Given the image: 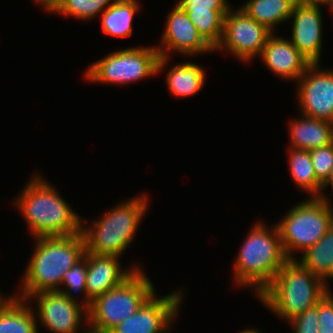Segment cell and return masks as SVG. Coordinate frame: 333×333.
<instances>
[{"label": "cell", "mask_w": 333, "mask_h": 333, "mask_svg": "<svg viewBox=\"0 0 333 333\" xmlns=\"http://www.w3.org/2000/svg\"><path fill=\"white\" fill-rule=\"evenodd\" d=\"M147 207L148 196H136L109 210L93 227H82L86 251L119 257L132 243Z\"/></svg>", "instance_id": "obj_5"}, {"label": "cell", "mask_w": 333, "mask_h": 333, "mask_svg": "<svg viewBox=\"0 0 333 333\" xmlns=\"http://www.w3.org/2000/svg\"><path fill=\"white\" fill-rule=\"evenodd\" d=\"M26 301L16 296L0 298V333H38L36 315Z\"/></svg>", "instance_id": "obj_18"}, {"label": "cell", "mask_w": 333, "mask_h": 333, "mask_svg": "<svg viewBox=\"0 0 333 333\" xmlns=\"http://www.w3.org/2000/svg\"><path fill=\"white\" fill-rule=\"evenodd\" d=\"M35 2L43 5L46 11L52 12L60 3V0H35Z\"/></svg>", "instance_id": "obj_31"}, {"label": "cell", "mask_w": 333, "mask_h": 333, "mask_svg": "<svg viewBox=\"0 0 333 333\" xmlns=\"http://www.w3.org/2000/svg\"><path fill=\"white\" fill-rule=\"evenodd\" d=\"M167 24L162 34V44L156 45L160 57L158 73L168 64L171 52L194 56L195 54L214 51V49L198 33L197 28L186 12L177 4L168 14Z\"/></svg>", "instance_id": "obj_11"}, {"label": "cell", "mask_w": 333, "mask_h": 333, "mask_svg": "<svg viewBox=\"0 0 333 333\" xmlns=\"http://www.w3.org/2000/svg\"><path fill=\"white\" fill-rule=\"evenodd\" d=\"M205 77L204 68L187 61L169 69L166 83L170 92L175 96L189 97L205 86Z\"/></svg>", "instance_id": "obj_21"}, {"label": "cell", "mask_w": 333, "mask_h": 333, "mask_svg": "<svg viewBox=\"0 0 333 333\" xmlns=\"http://www.w3.org/2000/svg\"><path fill=\"white\" fill-rule=\"evenodd\" d=\"M36 246L22 281L20 295L29 298L39 292L59 291L67 270L86 252L83 233L72 236L36 237ZM22 293V294H21Z\"/></svg>", "instance_id": "obj_1"}, {"label": "cell", "mask_w": 333, "mask_h": 333, "mask_svg": "<svg viewBox=\"0 0 333 333\" xmlns=\"http://www.w3.org/2000/svg\"><path fill=\"white\" fill-rule=\"evenodd\" d=\"M155 291L144 271L136 270L122 284L91 302L87 310L88 333H108L133 315Z\"/></svg>", "instance_id": "obj_6"}, {"label": "cell", "mask_w": 333, "mask_h": 333, "mask_svg": "<svg viewBox=\"0 0 333 333\" xmlns=\"http://www.w3.org/2000/svg\"><path fill=\"white\" fill-rule=\"evenodd\" d=\"M156 291L129 318L116 325L108 333H165L179 312L182 303L181 291L163 297Z\"/></svg>", "instance_id": "obj_10"}, {"label": "cell", "mask_w": 333, "mask_h": 333, "mask_svg": "<svg viewBox=\"0 0 333 333\" xmlns=\"http://www.w3.org/2000/svg\"><path fill=\"white\" fill-rule=\"evenodd\" d=\"M288 259L316 244L333 225V209L327 196L310 197L294 206L277 224Z\"/></svg>", "instance_id": "obj_7"}, {"label": "cell", "mask_w": 333, "mask_h": 333, "mask_svg": "<svg viewBox=\"0 0 333 333\" xmlns=\"http://www.w3.org/2000/svg\"><path fill=\"white\" fill-rule=\"evenodd\" d=\"M299 2L302 3H307V4H320L322 5L325 0H298Z\"/></svg>", "instance_id": "obj_33"}, {"label": "cell", "mask_w": 333, "mask_h": 333, "mask_svg": "<svg viewBox=\"0 0 333 333\" xmlns=\"http://www.w3.org/2000/svg\"><path fill=\"white\" fill-rule=\"evenodd\" d=\"M328 185H330V187H332L333 189V171L331 172V174L329 175V178L325 181V183L322 185L321 188V192L324 191V189L326 187H328Z\"/></svg>", "instance_id": "obj_32"}, {"label": "cell", "mask_w": 333, "mask_h": 333, "mask_svg": "<svg viewBox=\"0 0 333 333\" xmlns=\"http://www.w3.org/2000/svg\"><path fill=\"white\" fill-rule=\"evenodd\" d=\"M138 11V0H115L101 13L104 33L123 38L131 36L133 18Z\"/></svg>", "instance_id": "obj_22"}, {"label": "cell", "mask_w": 333, "mask_h": 333, "mask_svg": "<svg viewBox=\"0 0 333 333\" xmlns=\"http://www.w3.org/2000/svg\"><path fill=\"white\" fill-rule=\"evenodd\" d=\"M119 257L96 255L87 252L86 289L87 298H95L122 284L136 270L137 266L122 270ZM135 267V268H134Z\"/></svg>", "instance_id": "obj_15"}, {"label": "cell", "mask_w": 333, "mask_h": 333, "mask_svg": "<svg viewBox=\"0 0 333 333\" xmlns=\"http://www.w3.org/2000/svg\"><path fill=\"white\" fill-rule=\"evenodd\" d=\"M203 39L215 49L222 38L224 17L228 10H184Z\"/></svg>", "instance_id": "obj_24"}, {"label": "cell", "mask_w": 333, "mask_h": 333, "mask_svg": "<svg viewBox=\"0 0 333 333\" xmlns=\"http://www.w3.org/2000/svg\"><path fill=\"white\" fill-rule=\"evenodd\" d=\"M30 298L37 300V322L53 333H77L84 318L87 322L88 312L82 302L70 300L59 291L39 292Z\"/></svg>", "instance_id": "obj_13"}, {"label": "cell", "mask_w": 333, "mask_h": 333, "mask_svg": "<svg viewBox=\"0 0 333 333\" xmlns=\"http://www.w3.org/2000/svg\"><path fill=\"white\" fill-rule=\"evenodd\" d=\"M318 302L317 305L295 316L291 323L293 333H319L318 330Z\"/></svg>", "instance_id": "obj_28"}, {"label": "cell", "mask_w": 333, "mask_h": 333, "mask_svg": "<svg viewBox=\"0 0 333 333\" xmlns=\"http://www.w3.org/2000/svg\"><path fill=\"white\" fill-rule=\"evenodd\" d=\"M115 0H60L53 10L65 16H73L81 20L95 18L107 9Z\"/></svg>", "instance_id": "obj_25"}, {"label": "cell", "mask_w": 333, "mask_h": 333, "mask_svg": "<svg viewBox=\"0 0 333 333\" xmlns=\"http://www.w3.org/2000/svg\"><path fill=\"white\" fill-rule=\"evenodd\" d=\"M159 57L154 46L122 49L92 63L85 77L98 83L126 85L157 74Z\"/></svg>", "instance_id": "obj_8"}, {"label": "cell", "mask_w": 333, "mask_h": 333, "mask_svg": "<svg viewBox=\"0 0 333 333\" xmlns=\"http://www.w3.org/2000/svg\"><path fill=\"white\" fill-rule=\"evenodd\" d=\"M290 123V148L312 150L333 143V123L303 115Z\"/></svg>", "instance_id": "obj_17"}, {"label": "cell", "mask_w": 333, "mask_h": 333, "mask_svg": "<svg viewBox=\"0 0 333 333\" xmlns=\"http://www.w3.org/2000/svg\"><path fill=\"white\" fill-rule=\"evenodd\" d=\"M320 6L298 1L289 18L293 19L291 42L310 63H319L323 46Z\"/></svg>", "instance_id": "obj_14"}, {"label": "cell", "mask_w": 333, "mask_h": 333, "mask_svg": "<svg viewBox=\"0 0 333 333\" xmlns=\"http://www.w3.org/2000/svg\"><path fill=\"white\" fill-rule=\"evenodd\" d=\"M302 254L297 261L327 284V278H333V225Z\"/></svg>", "instance_id": "obj_20"}, {"label": "cell", "mask_w": 333, "mask_h": 333, "mask_svg": "<svg viewBox=\"0 0 333 333\" xmlns=\"http://www.w3.org/2000/svg\"><path fill=\"white\" fill-rule=\"evenodd\" d=\"M309 151L316 177L323 185L333 171V143Z\"/></svg>", "instance_id": "obj_27"}, {"label": "cell", "mask_w": 333, "mask_h": 333, "mask_svg": "<svg viewBox=\"0 0 333 333\" xmlns=\"http://www.w3.org/2000/svg\"><path fill=\"white\" fill-rule=\"evenodd\" d=\"M311 63L297 80L301 115L333 123V70Z\"/></svg>", "instance_id": "obj_12"}, {"label": "cell", "mask_w": 333, "mask_h": 333, "mask_svg": "<svg viewBox=\"0 0 333 333\" xmlns=\"http://www.w3.org/2000/svg\"><path fill=\"white\" fill-rule=\"evenodd\" d=\"M297 2L298 0H249L240 9L273 33L274 27L289 20Z\"/></svg>", "instance_id": "obj_19"}, {"label": "cell", "mask_w": 333, "mask_h": 333, "mask_svg": "<svg viewBox=\"0 0 333 333\" xmlns=\"http://www.w3.org/2000/svg\"><path fill=\"white\" fill-rule=\"evenodd\" d=\"M289 167L291 178L297 187L303 189L311 197H319L322 184L318 181L312 164L309 150L290 148Z\"/></svg>", "instance_id": "obj_23"}, {"label": "cell", "mask_w": 333, "mask_h": 333, "mask_svg": "<svg viewBox=\"0 0 333 333\" xmlns=\"http://www.w3.org/2000/svg\"><path fill=\"white\" fill-rule=\"evenodd\" d=\"M329 288H327V292H326V295L333 301V294H331L330 292L331 291H329L328 290Z\"/></svg>", "instance_id": "obj_36"}, {"label": "cell", "mask_w": 333, "mask_h": 333, "mask_svg": "<svg viewBox=\"0 0 333 333\" xmlns=\"http://www.w3.org/2000/svg\"><path fill=\"white\" fill-rule=\"evenodd\" d=\"M256 222L245 238L234 266V281L251 287L259 296L273 281L276 273L289 260L282 247L277 225L270 229ZM254 288V289H253Z\"/></svg>", "instance_id": "obj_3"}, {"label": "cell", "mask_w": 333, "mask_h": 333, "mask_svg": "<svg viewBox=\"0 0 333 333\" xmlns=\"http://www.w3.org/2000/svg\"><path fill=\"white\" fill-rule=\"evenodd\" d=\"M322 5L323 6L328 5V7H330L333 10V0H325Z\"/></svg>", "instance_id": "obj_34"}, {"label": "cell", "mask_w": 333, "mask_h": 333, "mask_svg": "<svg viewBox=\"0 0 333 333\" xmlns=\"http://www.w3.org/2000/svg\"><path fill=\"white\" fill-rule=\"evenodd\" d=\"M318 332L333 333V301L325 294L318 301Z\"/></svg>", "instance_id": "obj_29"}, {"label": "cell", "mask_w": 333, "mask_h": 333, "mask_svg": "<svg viewBox=\"0 0 333 333\" xmlns=\"http://www.w3.org/2000/svg\"><path fill=\"white\" fill-rule=\"evenodd\" d=\"M241 333H260V332L251 328V329H245Z\"/></svg>", "instance_id": "obj_35"}, {"label": "cell", "mask_w": 333, "mask_h": 333, "mask_svg": "<svg viewBox=\"0 0 333 333\" xmlns=\"http://www.w3.org/2000/svg\"><path fill=\"white\" fill-rule=\"evenodd\" d=\"M55 189L41 175L35 174L14 200L35 238L82 232L83 220Z\"/></svg>", "instance_id": "obj_2"}, {"label": "cell", "mask_w": 333, "mask_h": 333, "mask_svg": "<svg viewBox=\"0 0 333 333\" xmlns=\"http://www.w3.org/2000/svg\"><path fill=\"white\" fill-rule=\"evenodd\" d=\"M328 287L297 259H289L258 297L266 308L289 322L316 306Z\"/></svg>", "instance_id": "obj_4"}, {"label": "cell", "mask_w": 333, "mask_h": 333, "mask_svg": "<svg viewBox=\"0 0 333 333\" xmlns=\"http://www.w3.org/2000/svg\"><path fill=\"white\" fill-rule=\"evenodd\" d=\"M272 34L265 26L248 16L242 9L230 8L224 17L223 35L214 49H227L244 62L260 56L268 37Z\"/></svg>", "instance_id": "obj_9"}, {"label": "cell", "mask_w": 333, "mask_h": 333, "mask_svg": "<svg viewBox=\"0 0 333 333\" xmlns=\"http://www.w3.org/2000/svg\"><path fill=\"white\" fill-rule=\"evenodd\" d=\"M86 269H87V251L84 256L77 261L70 270L64 273L62 278V284L66 287L65 289L60 288L59 292L65 294L70 300L77 301L71 291L75 293L81 291L84 293V300H82V305L88 310L91 306V301L87 298L86 289Z\"/></svg>", "instance_id": "obj_26"}, {"label": "cell", "mask_w": 333, "mask_h": 333, "mask_svg": "<svg viewBox=\"0 0 333 333\" xmlns=\"http://www.w3.org/2000/svg\"><path fill=\"white\" fill-rule=\"evenodd\" d=\"M177 4L183 10L208 11L230 9L227 0H179Z\"/></svg>", "instance_id": "obj_30"}, {"label": "cell", "mask_w": 333, "mask_h": 333, "mask_svg": "<svg viewBox=\"0 0 333 333\" xmlns=\"http://www.w3.org/2000/svg\"><path fill=\"white\" fill-rule=\"evenodd\" d=\"M272 33L260 55L268 69L284 79L298 80L311 64L291 40Z\"/></svg>", "instance_id": "obj_16"}]
</instances>
